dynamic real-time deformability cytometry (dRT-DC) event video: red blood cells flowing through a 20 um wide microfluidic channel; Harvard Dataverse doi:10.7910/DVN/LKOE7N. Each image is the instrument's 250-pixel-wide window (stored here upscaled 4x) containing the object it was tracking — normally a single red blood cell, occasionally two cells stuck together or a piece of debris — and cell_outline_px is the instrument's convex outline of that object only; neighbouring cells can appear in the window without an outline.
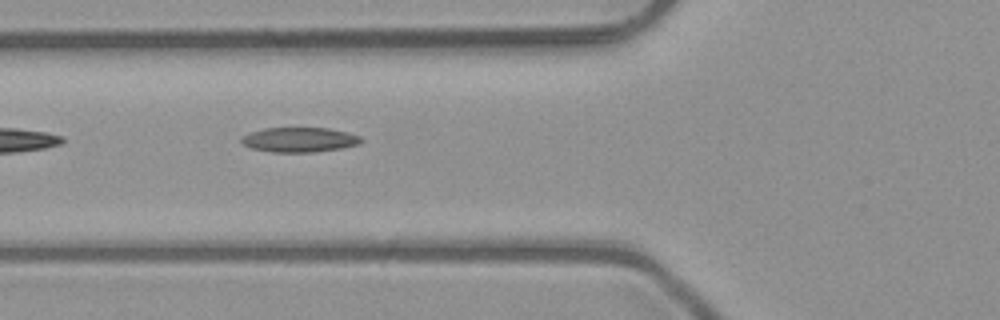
{"species": "common noctule bat (a hibernating species)", "species_latin": "Nyctalus noctula", "temperature_condition": "room temperature", "stored_images_in_passage": 6, "camera_frame_rate_fps": 3000, "um_per_image_px": 0.085, "animal": {"sex": "male", "body_mass_g": 23.1, "forearm_length_mm": 52.7}, "frame": {"image": 1, "passage_image": 3, "time_ms": 0.667, "image_size_px": [1000, 320], "cell_outline_px": [[364, 140], [360, 144], [340, 148], [312, 152], [272, 152], [252, 148], [244, 144], [240, 140], [244, 136], [252, 132], [264, 128], [328, 128], [348, 132], [360, 136]], "centroid_in_image_um": [25.5, 11.87], "position_along_channel_um": 100.3, "area_um2": 17.11}}
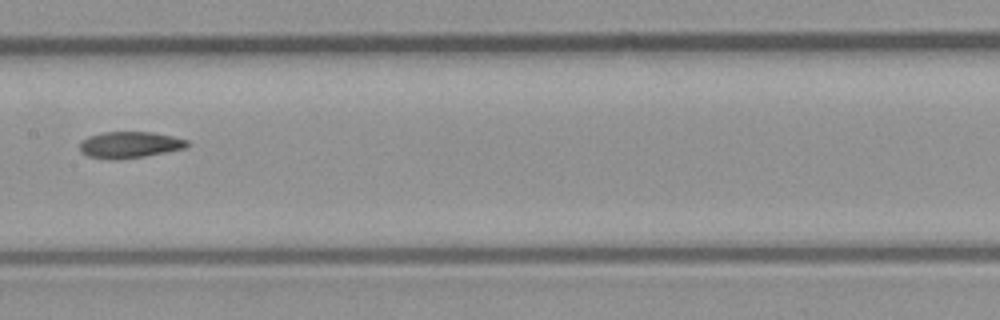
{"frame": {"image": 2, "passage_image": 5, "time_ms": 1.333, "image_size_px": [1000, 320], "cell_outline_px": [[188, 144], [184, 148], [144, 156], [116, 160], [112, 160], [88, 156], [80, 152], [80, 140], [88, 136], [104, 132], [152, 132], [172, 136], [188, 140]], "centroid_in_image_um": [10.96, 12.3], "position_along_channel_um": 196.4, "area_um2": 16.47}}
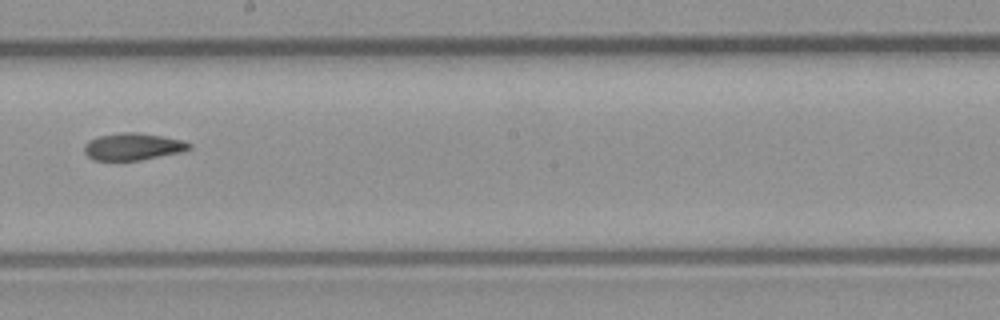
{"frame": {"image": 3, "passage_image": 6, "time_ms": 1.667, "image_size_px": [1000, 320], "cell_outline_px": [[192, 148], [184, 152], [140, 160], [92, 160], [84, 152], [84, 144], [88, 140], [96, 136], [120, 132], [136, 132], [184, 140], [192, 144]], "centroid_in_image_um": [11.3, 12.46], "position_along_channel_um": 236.9, "area_um2": 16.82}}